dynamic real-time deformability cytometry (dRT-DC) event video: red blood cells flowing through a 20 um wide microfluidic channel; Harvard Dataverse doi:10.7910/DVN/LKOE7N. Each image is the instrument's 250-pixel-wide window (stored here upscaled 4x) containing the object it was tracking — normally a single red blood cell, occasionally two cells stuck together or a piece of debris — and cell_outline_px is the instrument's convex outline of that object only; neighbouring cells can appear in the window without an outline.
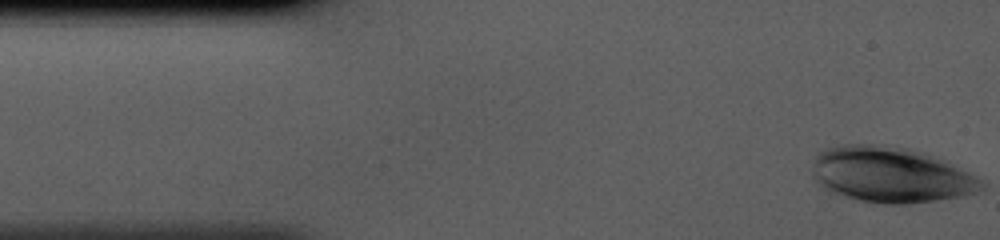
{"species": "human", "species_latin": "Homo sapiens", "temperature_condition": "cold", "stored_images_in_passage": 25, "camera_frame_rate_fps": 3000, "um_per_image_px": 0.085, "donor": {"sex": "male"}, "frame": {"image": 1, "passage_image": 1, "time_ms": 0.0, "image_size_px": [1000, 240], "cell_outline_px": [[984, 188], [976, 192], [960, 196], [908, 204], [884, 204], [860, 200], [844, 196], [820, 188], [812, 180], [812, 172], [816, 152], [828, 148], [844, 144], [884, 144], [908, 148], [932, 156], [968, 172], [976, 176], [984, 184]], "centroid_in_image_um": [75.62, 14.85], "position_along_channel_um": 9.4, "area_um2": 54.79}}
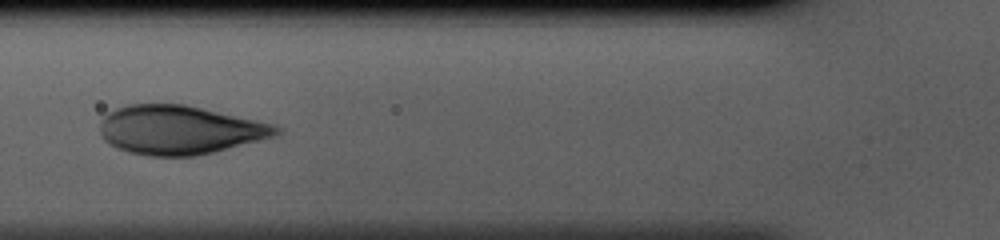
{"frame": {"image": 2, "passage_image": 14, "time_ms": 4.333, "image_size_px": [1000, 240], "cell_outline_px": [[284, 128], [276, 136], [196, 156], [148, 156], [128, 152], [116, 148], [108, 144], [100, 136], [100, 120], [108, 112], [116, 108], [128, 104], [184, 104], [256, 120], [272, 124]], "centroid_in_image_um": [15.22, 11.05], "position_along_channel_um": 110.6, "area_um2": 50.29}}
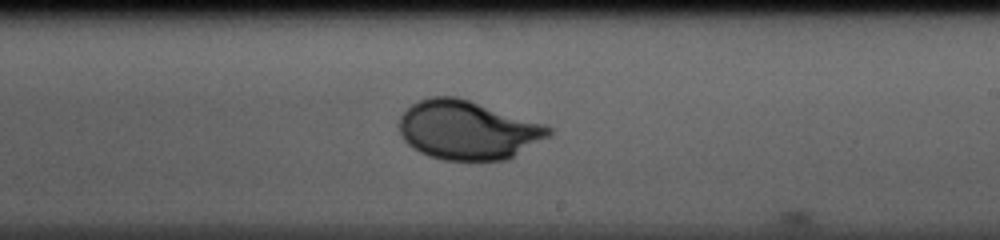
{"frame": {"image": 3, "passage_image": 24, "time_ms": 7.667, "image_size_px": [1000, 240], "cell_outline_px": [[552, 136], [508, 160], [444, 160], [428, 156], [420, 152], [408, 144], [400, 136], [400, 116], [412, 104], [420, 100], [432, 96], [456, 96], [548, 124], [552, 128]], "centroid_in_image_um": [39.82, 11.06], "position_along_channel_um": 249.2, "area_um2": 51.79}}